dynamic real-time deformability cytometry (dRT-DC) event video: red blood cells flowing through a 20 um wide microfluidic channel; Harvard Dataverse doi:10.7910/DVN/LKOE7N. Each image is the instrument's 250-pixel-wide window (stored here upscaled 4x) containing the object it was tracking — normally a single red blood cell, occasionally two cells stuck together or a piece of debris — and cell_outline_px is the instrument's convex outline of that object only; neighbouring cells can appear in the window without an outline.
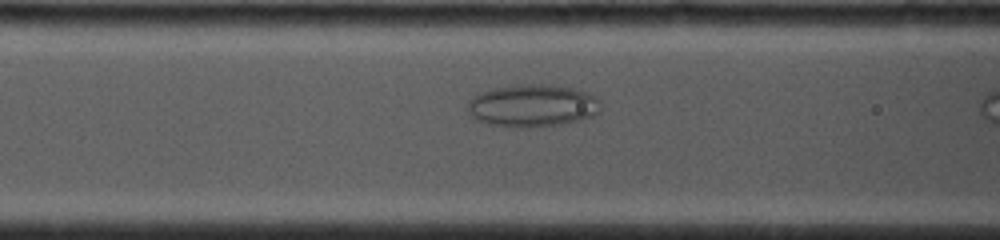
{"species": "common noctule bat (a hibernating species)", "species_latin": "Nyctalus noctula", "temperature_condition": "cold", "stored_images_in_passage": 7, "camera_frame_rate_fps": 4000, "um_per_image_px": 0.085, "animal": {"sex": "female", "body_mass_g": 19.0, "forearm_length_mm": 53.3}, "frame": {"image": 1, "passage_image": 6, "time_ms": 2.0, "image_size_px": [1000, 240], "cell_outline_px": [[600, 112], [592, 116], [580, 120], [556, 124], [528, 128], [512, 128], [492, 124], [476, 120], [468, 112], [468, 104], [472, 96], [480, 92], [496, 88], [524, 84], [544, 84], [580, 88], [588, 92], [596, 100], [600, 108]], "centroid_in_image_um": [45.25, 8.98], "position_along_channel_um": 121.3, "area_um2": 32.89}}